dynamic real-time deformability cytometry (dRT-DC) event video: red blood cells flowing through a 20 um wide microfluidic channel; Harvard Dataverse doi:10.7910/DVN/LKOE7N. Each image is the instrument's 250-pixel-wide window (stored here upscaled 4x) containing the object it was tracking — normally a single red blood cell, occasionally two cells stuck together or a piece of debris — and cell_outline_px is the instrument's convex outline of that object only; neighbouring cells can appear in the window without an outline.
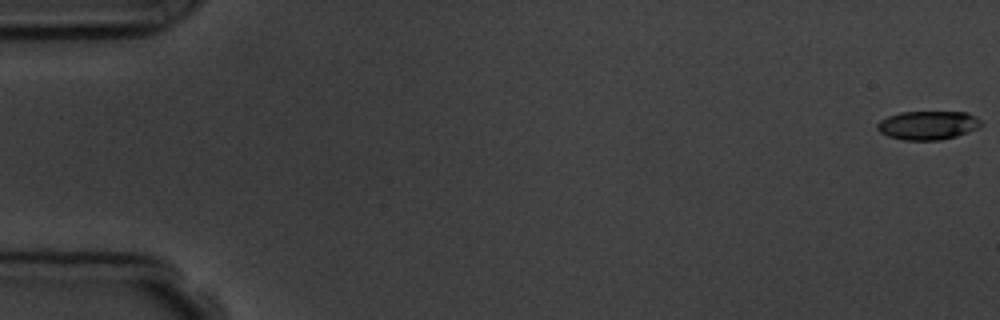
{"species": "common noctule bat (a hibernating species)", "species_latin": "Nyctalus noctula", "temperature_condition": "room temperature", "stored_images_in_passage": 7, "camera_frame_rate_fps": 3000, "um_per_image_px": 0.085, "animal": {"sex": "male", "body_mass_g": 19.5, "forearm_length_mm": 54.6}, "frame": {"image": 1, "passage_image": 1, "time_ms": 0.0, "image_size_px": [1000, 320], "cell_outline_px": [[984, 124], [968, 132], [956, 136], [940, 140], [904, 140], [888, 136], [880, 132], [876, 128], [876, 124], [880, 120], [888, 116], [900, 112], [968, 112], [976, 116]], "centroid_in_image_um": [78.87, 10.64], "position_along_channel_um": 6.1, "area_um2": 17.46}}
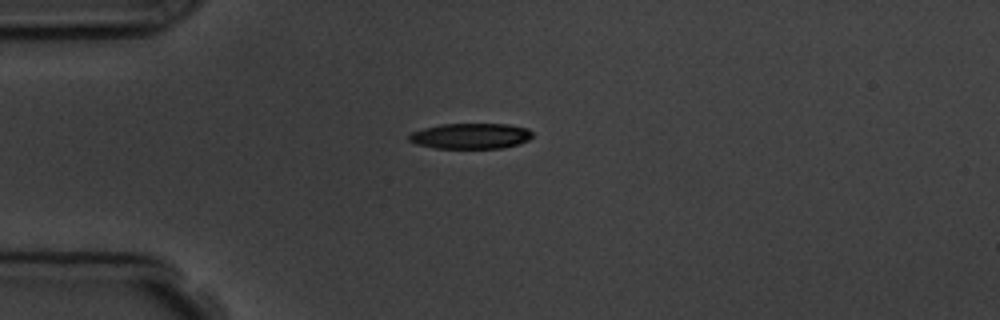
{"frame": {"image": 2, "passage_image": 5, "time_ms": 4.667, "image_size_px": [1000, 320], "cell_outline_px": [[532, 136], [528, 140], [520, 144], [500, 148], [436, 148], [416, 144], [408, 140], [408, 136], [412, 132], [424, 128], [440, 124], [508, 124], [528, 128], [532, 132]], "centroid_in_image_um": [40.01, 11.56], "position_along_channel_um": 45.0, "area_um2": 18.44}}